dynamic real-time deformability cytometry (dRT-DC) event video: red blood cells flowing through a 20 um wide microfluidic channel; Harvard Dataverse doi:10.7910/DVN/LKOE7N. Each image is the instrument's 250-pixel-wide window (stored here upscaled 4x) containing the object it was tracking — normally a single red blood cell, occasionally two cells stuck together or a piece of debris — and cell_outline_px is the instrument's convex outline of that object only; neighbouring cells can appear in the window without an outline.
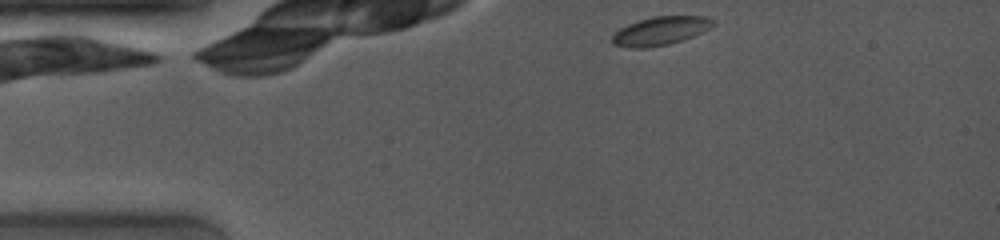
{"species": "common noctule bat (a hibernating species)", "species_latin": "Nyctalus noctula", "temperature_condition": "room temperature", "stored_images_in_passage": 11, "camera_frame_rate_fps": 4000, "um_per_image_px": 0.085, "animal": {"sex": "female", "body_mass_g": 19.0, "forearm_length_mm": 53.3}, "frame": {"image": 1, "passage_image": 1, "time_ms": 0.0, "image_size_px": [1000, 240], "cell_outline_px": [[716, 24], [692, 36], [668, 44], [648, 48], [628, 48], [612, 44], [612, 36], [620, 28], [628, 24], [652, 16], [704, 16], [716, 20]], "centroid_in_image_um": [56.12, 2.62], "position_along_channel_um": 28.9, "area_um2": 16.65}}
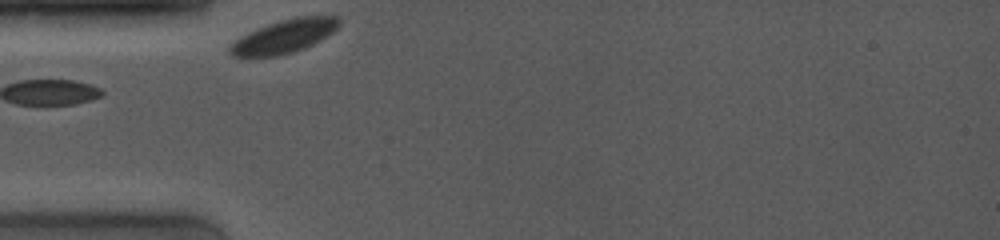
{"frame": {"image": 2, "passage_image": 5, "time_ms": 2.75, "image_size_px": [1000, 240], "cell_outline_px": [[340, 24], [332, 32], [320, 40], [304, 48], [292, 52], [276, 56], [232, 56], [228, 52], [228, 48], [240, 36], [256, 28], [280, 20], [296, 16], [340, 16]], "centroid_in_image_um": [24.15, 3.07], "position_along_channel_um": 60.8, "area_um2": 21.1}}